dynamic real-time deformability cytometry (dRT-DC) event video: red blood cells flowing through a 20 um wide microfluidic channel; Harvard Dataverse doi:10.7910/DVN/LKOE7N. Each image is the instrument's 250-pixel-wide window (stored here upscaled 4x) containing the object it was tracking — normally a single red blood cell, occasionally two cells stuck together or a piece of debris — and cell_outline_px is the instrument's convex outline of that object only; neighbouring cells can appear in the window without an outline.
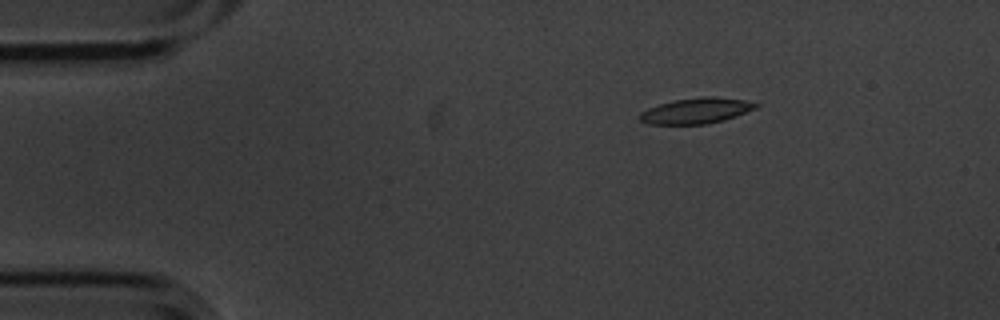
{"species": "common noctule bat (a hibernating species)", "species_latin": "Nyctalus noctula", "temperature_condition": "cold", "stored_images_in_passage": 12, "camera_frame_rate_fps": 3000, "um_per_image_px": 0.085, "animal": {"sex": "male", "body_mass_g": 20.1, "forearm_length_mm": 53.5}, "frame": {"image": 1, "passage_image": 1, "time_ms": 0.0, "image_size_px": [1000, 320], "cell_outline_px": [[760, 104], [756, 108], [736, 116], [724, 120], [708, 124], [648, 124], [640, 120], [636, 116], [640, 112], [648, 108], [672, 100], [704, 96], [712, 96], [744, 100]], "centroid_in_image_um": [59.14, 9.41], "position_along_channel_um": 25.9, "area_um2": 17.46}}
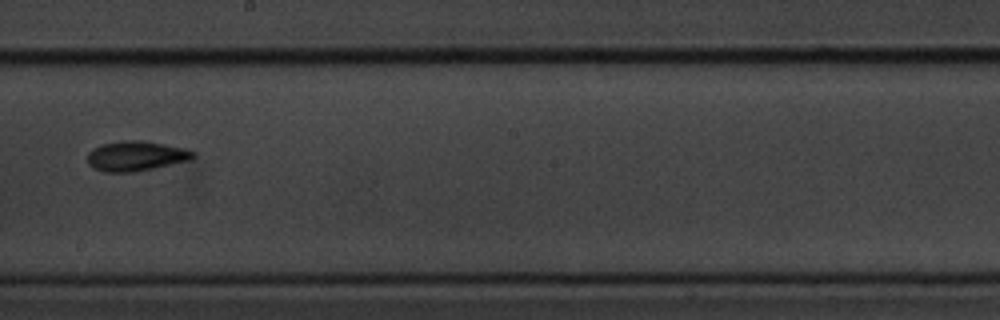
{"frame": {"image": 2, "passage_image": 7, "time_ms": 2.0, "image_size_px": [1000, 320], "cell_outline_px": [[196, 156], [192, 160], [132, 172], [104, 172], [92, 168], [88, 164], [88, 152], [100, 144], [120, 140], [144, 140], [188, 148], [196, 152]], "centroid_in_image_um": [11.59, 13.24], "position_along_channel_um": 236.6, "area_um2": 18.79}}
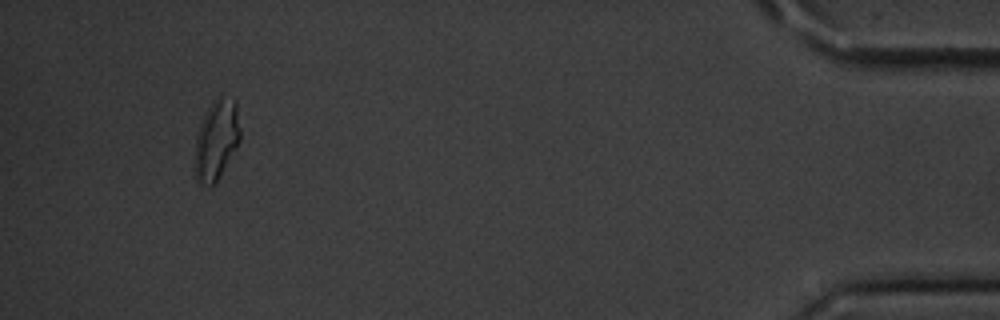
{"frame": {"image": 3, "passage_image": 12, "time_ms": 3.667, "image_size_px": [1000, 320], "cell_outline_px": [[240, 140], [216, 180], [212, 184], [200, 184], [196, 180], [196, 136], [200, 124], [212, 100], [220, 92], [236, 100], [240, 128]], "centroid_in_image_um": [18.42, 11.75], "position_along_channel_um": 416.8, "area_um2": 20.81}}